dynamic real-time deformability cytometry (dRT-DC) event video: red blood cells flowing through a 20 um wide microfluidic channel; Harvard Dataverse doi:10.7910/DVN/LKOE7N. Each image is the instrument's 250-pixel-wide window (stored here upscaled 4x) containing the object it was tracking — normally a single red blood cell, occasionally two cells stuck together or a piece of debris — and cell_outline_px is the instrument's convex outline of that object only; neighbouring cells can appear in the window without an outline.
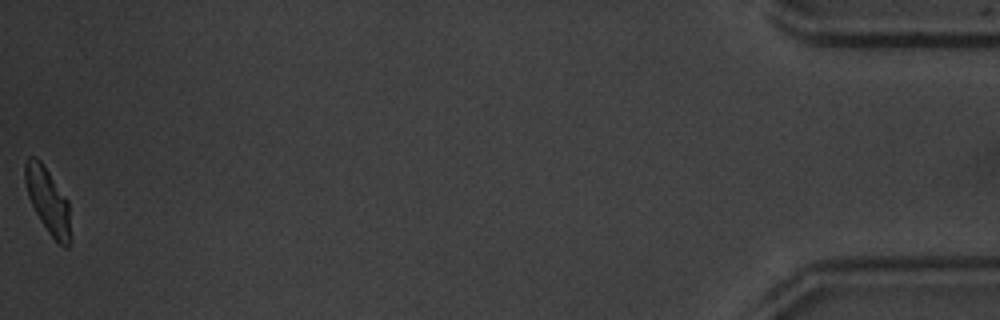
{"species": "common noctule bat (a hibernating species)", "species_latin": "Nyctalus noctula", "temperature_condition": "warm", "stored_images_in_passage": 53, "camera_frame_rate_fps": 3000, "um_per_image_px": 0.085, "animal": {"sex": "male", "body_mass_g": 20.1, "forearm_length_mm": 53.5}, "frame": {"image": 1, "passage_image": 53, "time_ms": 17.333, "image_size_px": [1000, 320], "cell_outline_px": [[72, 244], [68, 248], [64, 248], [48, 232], [40, 220], [28, 196], [24, 180], [24, 164], [28, 156], [36, 156], [44, 164], [68, 200], [72, 240]], "centroid_in_image_um": [4.09, 17.07], "position_along_channel_um": 431.1, "area_um2": 17.74}, "authors_computed_cell_mechanics": {"area_um2": 18.6694, "velocity_mm_per_s": 3.8514, "shape_relaxation_time_tau1_ms": 1.9846, "shape_relaxation_time_tau2_ms": 0.8863, "deformation_change_tau1": 0.1358, "deformation_change_tau2": 0.0619}}